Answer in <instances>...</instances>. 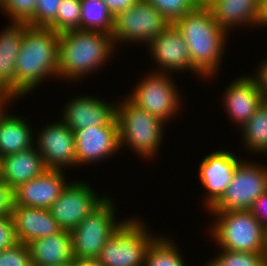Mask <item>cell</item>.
<instances>
[{"label": "cell", "mask_w": 267, "mask_h": 266, "mask_svg": "<svg viewBox=\"0 0 267 266\" xmlns=\"http://www.w3.org/2000/svg\"><path fill=\"white\" fill-rule=\"evenodd\" d=\"M173 24L187 44L193 68L204 80L215 78L225 56L229 33L215 21L206 5H198Z\"/></svg>", "instance_id": "6da1fadb"}, {"label": "cell", "mask_w": 267, "mask_h": 266, "mask_svg": "<svg viewBox=\"0 0 267 266\" xmlns=\"http://www.w3.org/2000/svg\"><path fill=\"white\" fill-rule=\"evenodd\" d=\"M59 35L48 27H26L16 59V101L31 94L42 81L58 78Z\"/></svg>", "instance_id": "7a4b0ae2"}, {"label": "cell", "mask_w": 267, "mask_h": 266, "mask_svg": "<svg viewBox=\"0 0 267 266\" xmlns=\"http://www.w3.org/2000/svg\"><path fill=\"white\" fill-rule=\"evenodd\" d=\"M116 51L110 34L81 29L65 31L59 35L57 80L81 82L104 68L106 62L110 63Z\"/></svg>", "instance_id": "3957f363"}, {"label": "cell", "mask_w": 267, "mask_h": 266, "mask_svg": "<svg viewBox=\"0 0 267 266\" xmlns=\"http://www.w3.org/2000/svg\"><path fill=\"white\" fill-rule=\"evenodd\" d=\"M123 96L121 102H116L120 149L128 146L127 150L131 148L136 156L152 160L162 145L166 123Z\"/></svg>", "instance_id": "277c9868"}, {"label": "cell", "mask_w": 267, "mask_h": 266, "mask_svg": "<svg viewBox=\"0 0 267 266\" xmlns=\"http://www.w3.org/2000/svg\"><path fill=\"white\" fill-rule=\"evenodd\" d=\"M213 223L208 234L222 250L265 253L267 229L252 210L209 212ZM211 233V234H210Z\"/></svg>", "instance_id": "5b68a950"}, {"label": "cell", "mask_w": 267, "mask_h": 266, "mask_svg": "<svg viewBox=\"0 0 267 266\" xmlns=\"http://www.w3.org/2000/svg\"><path fill=\"white\" fill-rule=\"evenodd\" d=\"M131 217L103 246L97 259L105 266H145L148 248L160 234L150 233L142 219Z\"/></svg>", "instance_id": "8992f818"}, {"label": "cell", "mask_w": 267, "mask_h": 266, "mask_svg": "<svg viewBox=\"0 0 267 266\" xmlns=\"http://www.w3.org/2000/svg\"><path fill=\"white\" fill-rule=\"evenodd\" d=\"M113 200L108 196L70 231L74 260L97 259L107 240L127 220H118Z\"/></svg>", "instance_id": "52a82bcc"}, {"label": "cell", "mask_w": 267, "mask_h": 266, "mask_svg": "<svg viewBox=\"0 0 267 266\" xmlns=\"http://www.w3.org/2000/svg\"><path fill=\"white\" fill-rule=\"evenodd\" d=\"M145 74L126 97L139 108L168 123L182 109L180 89H177L172 74L156 71Z\"/></svg>", "instance_id": "ba28073f"}, {"label": "cell", "mask_w": 267, "mask_h": 266, "mask_svg": "<svg viewBox=\"0 0 267 266\" xmlns=\"http://www.w3.org/2000/svg\"><path fill=\"white\" fill-rule=\"evenodd\" d=\"M267 192V164L243 159L235 168L232 181L209 212L251 210Z\"/></svg>", "instance_id": "9c48e42d"}, {"label": "cell", "mask_w": 267, "mask_h": 266, "mask_svg": "<svg viewBox=\"0 0 267 266\" xmlns=\"http://www.w3.org/2000/svg\"><path fill=\"white\" fill-rule=\"evenodd\" d=\"M170 23L146 0H138L132 7L114 17L112 41L115 48L123 43L147 45ZM119 45V46H118Z\"/></svg>", "instance_id": "30bf717a"}, {"label": "cell", "mask_w": 267, "mask_h": 266, "mask_svg": "<svg viewBox=\"0 0 267 266\" xmlns=\"http://www.w3.org/2000/svg\"><path fill=\"white\" fill-rule=\"evenodd\" d=\"M109 195L98 194L88 182L71 180L61 196L49 208L62 230L72 231L94 211Z\"/></svg>", "instance_id": "8fae6325"}, {"label": "cell", "mask_w": 267, "mask_h": 266, "mask_svg": "<svg viewBox=\"0 0 267 266\" xmlns=\"http://www.w3.org/2000/svg\"><path fill=\"white\" fill-rule=\"evenodd\" d=\"M47 123L38 132L35 131L34 140V146L41 154L46 166L49 169L62 171L77 167L73 130L60 117L56 122Z\"/></svg>", "instance_id": "7c38bea8"}, {"label": "cell", "mask_w": 267, "mask_h": 266, "mask_svg": "<svg viewBox=\"0 0 267 266\" xmlns=\"http://www.w3.org/2000/svg\"><path fill=\"white\" fill-rule=\"evenodd\" d=\"M146 47L156 66L152 71L156 70V72L168 74H173V72L176 73L177 71V73L192 71L191 73L198 75L197 77L203 78L193 68L187 44L174 24L170 23Z\"/></svg>", "instance_id": "4fadbf2b"}, {"label": "cell", "mask_w": 267, "mask_h": 266, "mask_svg": "<svg viewBox=\"0 0 267 266\" xmlns=\"http://www.w3.org/2000/svg\"><path fill=\"white\" fill-rule=\"evenodd\" d=\"M232 151L219 149L208 153L199 163L198 177L205 189L202 200L207 211L221 198L232 181L236 166L243 160Z\"/></svg>", "instance_id": "5bb4252c"}, {"label": "cell", "mask_w": 267, "mask_h": 266, "mask_svg": "<svg viewBox=\"0 0 267 266\" xmlns=\"http://www.w3.org/2000/svg\"><path fill=\"white\" fill-rule=\"evenodd\" d=\"M89 94L73 96L61 109V120L72 130L90 126L118 125L116 103Z\"/></svg>", "instance_id": "9a60e30c"}, {"label": "cell", "mask_w": 267, "mask_h": 266, "mask_svg": "<svg viewBox=\"0 0 267 266\" xmlns=\"http://www.w3.org/2000/svg\"><path fill=\"white\" fill-rule=\"evenodd\" d=\"M73 132L77 167L100 163L119 153L118 125L90 126Z\"/></svg>", "instance_id": "2e32d148"}, {"label": "cell", "mask_w": 267, "mask_h": 266, "mask_svg": "<svg viewBox=\"0 0 267 266\" xmlns=\"http://www.w3.org/2000/svg\"><path fill=\"white\" fill-rule=\"evenodd\" d=\"M223 104L231 121L240 129L264 104V93L250 74L233 79L223 92Z\"/></svg>", "instance_id": "e0dca14e"}, {"label": "cell", "mask_w": 267, "mask_h": 266, "mask_svg": "<svg viewBox=\"0 0 267 266\" xmlns=\"http://www.w3.org/2000/svg\"><path fill=\"white\" fill-rule=\"evenodd\" d=\"M65 171L48 169L14 190L15 205L49 209L69 183Z\"/></svg>", "instance_id": "ac0fdd59"}, {"label": "cell", "mask_w": 267, "mask_h": 266, "mask_svg": "<svg viewBox=\"0 0 267 266\" xmlns=\"http://www.w3.org/2000/svg\"><path fill=\"white\" fill-rule=\"evenodd\" d=\"M27 22H9L0 31V94L15 102V70Z\"/></svg>", "instance_id": "d6986e66"}, {"label": "cell", "mask_w": 267, "mask_h": 266, "mask_svg": "<svg viewBox=\"0 0 267 266\" xmlns=\"http://www.w3.org/2000/svg\"><path fill=\"white\" fill-rule=\"evenodd\" d=\"M11 217L16 238L24 244L62 230L49 209L14 204Z\"/></svg>", "instance_id": "ffe728a7"}, {"label": "cell", "mask_w": 267, "mask_h": 266, "mask_svg": "<svg viewBox=\"0 0 267 266\" xmlns=\"http://www.w3.org/2000/svg\"><path fill=\"white\" fill-rule=\"evenodd\" d=\"M48 169L35 146L0 158V179L13 190Z\"/></svg>", "instance_id": "44dd1931"}, {"label": "cell", "mask_w": 267, "mask_h": 266, "mask_svg": "<svg viewBox=\"0 0 267 266\" xmlns=\"http://www.w3.org/2000/svg\"><path fill=\"white\" fill-rule=\"evenodd\" d=\"M205 5L228 33L245 26L258 28L259 0H209Z\"/></svg>", "instance_id": "7402d4cb"}, {"label": "cell", "mask_w": 267, "mask_h": 266, "mask_svg": "<svg viewBox=\"0 0 267 266\" xmlns=\"http://www.w3.org/2000/svg\"><path fill=\"white\" fill-rule=\"evenodd\" d=\"M11 102L9 100L0 108V158L34 146L35 133L31 123L23 116L8 112V106H13Z\"/></svg>", "instance_id": "603a6c76"}, {"label": "cell", "mask_w": 267, "mask_h": 266, "mask_svg": "<svg viewBox=\"0 0 267 266\" xmlns=\"http://www.w3.org/2000/svg\"><path fill=\"white\" fill-rule=\"evenodd\" d=\"M32 266L72 265L71 233L68 230L27 243Z\"/></svg>", "instance_id": "cb8c5ba5"}, {"label": "cell", "mask_w": 267, "mask_h": 266, "mask_svg": "<svg viewBox=\"0 0 267 266\" xmlns=\"http://www.w3.org/2000/svg\"><path fill=\"white\" fill-rule=\"evenodd\" d=\"M243 148L252 154L267 156V106L262 104L239 129Z\"/></svg>", "instance_id": "d4e9b609"}, {"label": "cell", "mask_w": 267, "mask_h": 266, "mask_svg": "<svg viewBox=\"0 0 267 266\" xmlns=\"http://www.w3.org/2000/svg\"><path fill=\"white\" fill-rule=\"evenodd\" d=\"M81 30L100 31L112 35L114 16L102 0H80Z\"/></svg>", "instance_id": "484cf974"}, {"label": "cell", "mask_w": 267, "mask_h": 266, "mask_svg": "<svg viewBox=\"0 0 267 266\" xmlns=\"http://www.w3.org/2000/svg\"><path fill=\"white\" fill-rule=\"evenodd\" d=\"M174 239L160 235L148 248L145 266H187Z\"/></svg>", "instance_id": "4316f807"}, {"label": "cell", "mask_w": 267, "mask_h": 266, "mask_svg": "<svg viewBox=\"0 0 267 266\" xmlns=\"http://www.w3.org/2000/svg\"><path fill=\"white\" fill-rule=\"evenodd\" d=\"M80 0H61L56 19L48 26L57 33L81 29Z\"/></svg>", "instance_id": "83f0119b"}, {"label": "cell", "mask_w": 267, "mask_h": 266, "mask_svg": "<svg viewBox=\"0 0 267 266\" xmlns=\"http://www.w3.org/2000/svg\"><path fill=\"white\" fill-rule=\"evenodd\" d=\"M219 250L203 266H266L265 253Z\"/></svg>", "instance_id": "f1b7e54d"}, {"label": "cell", "mask_w": 267, "mask_h": 266, "mask_svg": "<svg viewBox=\"0 0 267 266\" xmlns=\"http://www.w3.org/2000/svg\"><path fill=\"white\" fill-rule=\"evenodd\" d=\"M161 13L169 23H174L199 4L196 0H146Z\"/></svg>", "instance_id": "f546056e"}, {"label": "cell", "mask_w": 267, "mask_h": 266, "mask_svg": "<svg viewBox=\"0 0 267 266\" xmlns=\"http://www.w3.org/2000/svg\"><path fill=\"white\" fill-rule=\"evenodd\" d=\"M37 0H6L3 14L9 22H28L35 14Z\"/></svg>", "instance_id": "4dcf8cb0"}, {"label": "cell", "mask_w": 267, "mask_h": 266, "mask_svg": "<svg viewBox=\"0 0 267 266\" xmlns=\"http://www.w3.org/2000/svg\"><path fill=\"white\" fill-rule=\"evenodd\" d=\"M61 0H37L34 16L27 22L33 27H48L55 19Z\"/></svg>", "instance_id": "1f68e13d"}, {"label": "cell", "mask_w": 267, "mask_h": 266, "mask_svg": "<svg viewBox=\"0 0 267 266\" xmlns=\"http://www.w3.org/2000/svg\"><path fill=\"white\" fill-rule=\"evenodd\" d=\"M0 266H32L27 244L18 242L0 251Z\"/></svg>", "instance_id": "d6a6232c"}, {"label": "cell", "mask_w": 267, "mask_h": 266, "mask_svg": "<svg viewBox=\"0 0 267 266\" xmlns=\"http://www.w3.org/2000/svg\"><path fill=\"white\" fill-rule=\"evenodd\" d=\"M18 240L11 216H0V251L13 247Z\"/></svg>", "instance_id": "836d02e7"}, {"label": "cell", "mask_w": 267, "mask_h": 266, "mask_svg": "<svg viewBox=\"0 0 267 266\" xmlns=\"http://www.w3.org/2000/svg\"><path fill=\"white\" fill-rule=\"evenodd\" d=\"M14 204V190L0 179V216H11Z\"/></svg>", "instance_id": "e575fe53"}, {"label": "cell", "mask_w": 267, "mask_h": 266, "mask_svg": "<svg viewBox=\"0 0 267 266\" xmlns=\"http://www.w3.org/2000/svg\"><path fill=\"white\" fill-rule=\"evenodd\" d=\"M251 210L260 223L267 229V192L261 195Z\"/></svg>", "instance_id": "d590c367"}, {"label": "cell", "mask_w": 267, "mask_h": 266, "mask_svg": "<svg viewBox=\"0 0 267 266\" xmlns=\"http://www.w3.org/2000/svg\"><path fill=\"white\" fill-rule=\"evenodd\" d=\"M115 17L118 13L132 7L138 0H102Z\"/></svg>", "instance_id": "8d00e7d4"}, {"label": "cell", "mask_w": 267, "mask_h": 266, "mask_svg": "<svg viewBox=\"0 0 267 266\" xmlns=\"http://www.w3.org/2000/svg\"><path fill=\"white\" fill-rule=\"evenodd\" d=\"M258 66L259 68L255 69V74L252 76L256 79L258 87L265 94L267 93V57L261 60V63Z\"/></svg>", "instance_id": "74e56055"}, {"label": "cell", "mask_w": 267, "mask_h": 266, "mask_svg": "<svg viewBox=\"0 0 267 266\" xmlns=\"http://www.w3.org/2000/svg\"><path fill=\"white\" fill-rule=\"evenodd\" d=\"M267 26V0H259L258 28Z\"/></svg>", "instance_id": "f35d334b"}, {"label": "cell", "mask_w": 267, "mask_h": 266, "mask_svg": "<svg viewBox=\"0 0 267 266\" xmlns=\"http://www.w3.org/2000/svg\"><path fill=\"white\" fill-rule=\"evenodd\" d=\"M72 266H105L98 259H79L74 260Z\"/></svg>", "instance_id": "ab89813d"}, {"label": "cell", "mask_w": 267, "mask_h": 266, "mask_svg": "<svg viewBox=\"0 0 267 266\" xmlns=\"http://www.w3.org/2000/svg\"><path fill=\"white\" fill-rule=\"evenodd\" d=\"M8 101L9 100L6 97L0 94V108Z\"/></svg>", "instance_id": "60d3db41"}, {"label": "cell", "mask_w": 267, "mask_h": 266, "mask_svg": "<svg viewBox=\"0 0 267 266\" xmlns=\"http://www.w3.org/2000/svg\"><path fill=\"white\" fill-rule=\"evenodd\" d=\"M199 5H205L209 0H196Z\"/></svg>", "instance_id": "b9f144b4"}, {"label": "cell", "mask_w": 267, "mask_h": 266, "mask_svg": "<svg viewBox=\"0 0 267 266\" xmlns=\"http://www.w3.org/2000/svg\"><path fill=\"white\" fill-rule=\"evenodd\" d=\"M6 0H0V10L2 11L4 8V4H5Z\"/></svg>", "instance_id": "7bdbcfd3"}, {"label": "cell", "mask_w": 267, "mask_h": 266, "mask_svg": "<svg viewBox=\"0 0 267 266\" xmlns=\"http://www.w3.org/2000/svg\"><path fill=\"white\" fill-rule=\"evenodd\" d=\"M265 261H266V266H267V237H266Z\"/></svg>", "instance_id": "ee69618b"}, {"label": "cell", "mask_w": 267, "mask_h": 266, "mask_svg": "<svg viewBox=\"0 0 267 266\" xmlns=\"http://www.w3.org/2000/svg\"><path fill=\"white\" fill-rule=\"evenodd\" d=\"M264 104L267 106V93L264 94Z\"/></svg>", "instance_id": "f6af8a7d"}, {"label": "cell", "mask_w": 267, "mask_h": 266, "mask_svg": "<svg viewBox=\"0 0 267 266\" xmlns=\"http://www.w3.org/2000/svg\"><path fill=\"white\" fill-rule=\"evenodd\" d=\"M41 266V265H38ZM44 266H72V265H44Z\"/></svg>", "instance_id": "bcb514c9"}]
</instances>
